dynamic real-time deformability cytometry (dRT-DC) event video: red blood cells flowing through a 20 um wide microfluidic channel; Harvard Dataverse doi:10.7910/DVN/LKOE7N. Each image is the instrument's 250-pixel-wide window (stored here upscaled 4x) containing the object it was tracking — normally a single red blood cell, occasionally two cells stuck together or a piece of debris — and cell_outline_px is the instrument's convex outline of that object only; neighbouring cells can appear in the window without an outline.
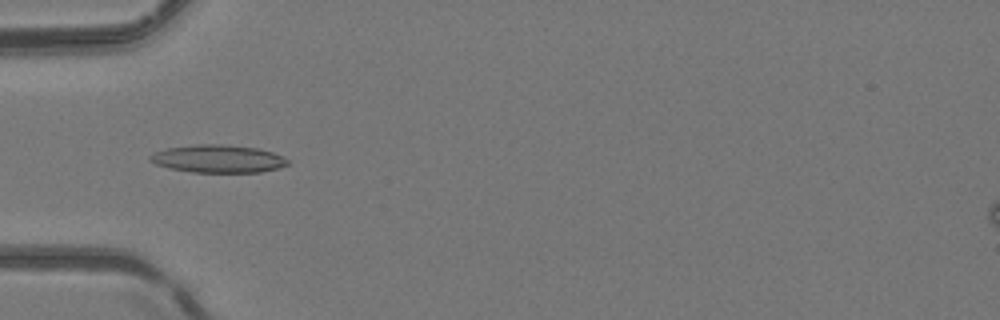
{"species": "common noctule bat (a hibernating species)", "species_latin": "Nyctalus noctula", "temperature_condition": "room temperature", "stored_images_in_passage": 38, "camera_frame_rate_fps": 3000, "um_per_image_px": 0.085, "animal": {"sex": "female", "body_mass_g": 24.6, "forearm_length_mm": 56.2}, "frame": {"image": 1, "passage_image": 5, "time_ms": 1.333, "image_size_px": [1000, 320], "cell_outline_px": [[288, 164], [276, 168], [260, 172], [192, 172], [168, 168], [156, 164], [148, 160], [148, 156], [156, 152], [168, 148], [196, 144], [220, 144], [256, 148], [272, 152], [288, 160]], "centroid_in_image_um": [18.48, 13.5], "position_along_channel_um": 66.5, "area_um2": 22.02}}
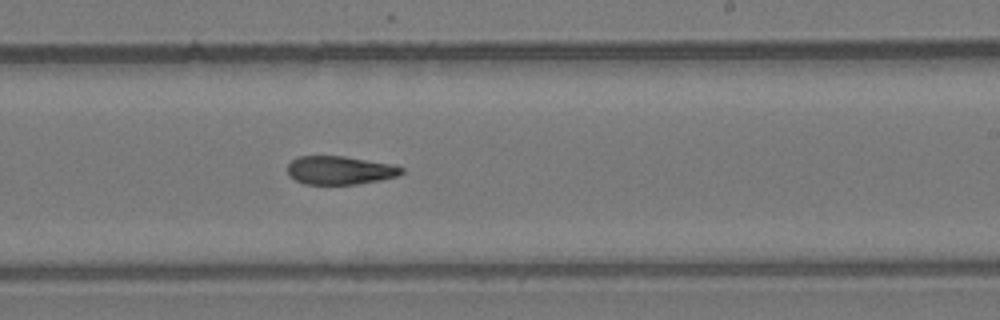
{"frame": {"image": 2, "passage_image": 19, "time_ms": 6.0, "image_size_px": [1000, 320], "cell_outline_px": [[404, 172], [400, 176], [380, 180], [356, 184], [304, 184], [288, 176], [288, 164], [292, 160], [300, 156], [344, 156], [392, 164], [404, 168]], "centroid_in_image_um": [28.91, 14.47], "position_along_channel_um": 260.1, "area_um2": 18.96}}
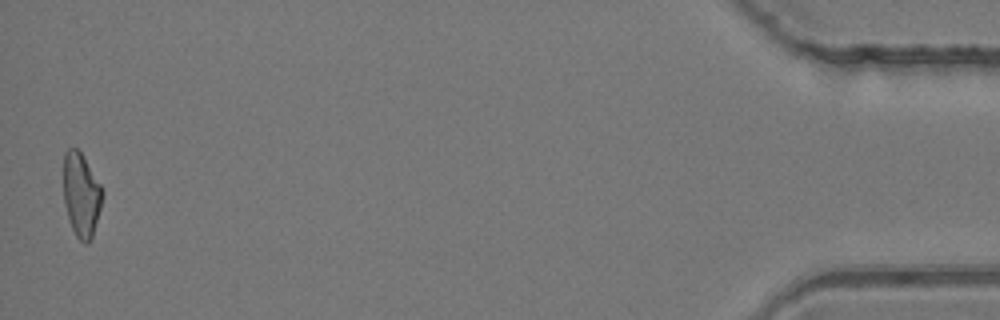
{"frame": {"image": 3, "passage_image": 38, "time_ms": 12.333, "image_size_px": [1000, 320], "cell_outline_px": [[104, 196], [92, 236], [88, 244], [84, 244], [76, 236], [68, 220], [64, 204], [64, 152], [68, 148], [76, 148], [80, 152], [100, 184], [104, 192]], "centroid_in_image_um": [6.9, 16.58], "position_along_channel_um": 428.3, "area_um2": 18.96}, "authors_computed_cell_mechanics": {"area_um2": 19.5075, "velocity_mm_per_s": 4.167, "shape_relaxation_time_tau1_ms": null, "shape_relaxation_time_tau2_ms": 4.4386, "deformation_change_tau1": null, "deformation_change_tau2": 0.1291}}